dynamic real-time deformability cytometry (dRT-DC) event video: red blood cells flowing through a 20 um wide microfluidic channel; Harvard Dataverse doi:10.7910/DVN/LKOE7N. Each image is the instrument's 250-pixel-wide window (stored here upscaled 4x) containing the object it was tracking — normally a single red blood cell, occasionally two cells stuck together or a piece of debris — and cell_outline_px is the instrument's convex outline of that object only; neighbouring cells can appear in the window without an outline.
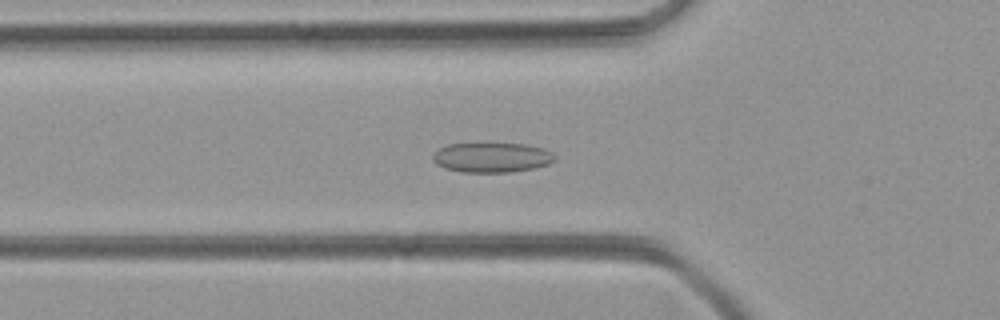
{"species": "common noctule bat (a hibernating species)", "species_latin": "Nyctalus noctula", "temperature_condition": "room temperature", "stored_images_in_passage": 35, "camera_frame_rate_fps": 3000, "um_per_image_px": 0.085, "animal": {"sex": "female", "body_mass_g": 21.9}, "frame": {"image": 1, "passage_image": 8, "time_ms": 2.333, "image_size_px": [1000, 320], "cell_outline_px": [[556, 160], [548, 164], [532, 168], [512, 172], [460, 172], [444, 168], [436, 164], [432, 160], [432, 156], [440, 148], [448, 144], [524, 144], [544, 148], [552, 152], [556, 156]], "centroid_in_image_um": [41.81, 13.39], "position_along_channel_um": 84.0, "area_um2": 21.15}}
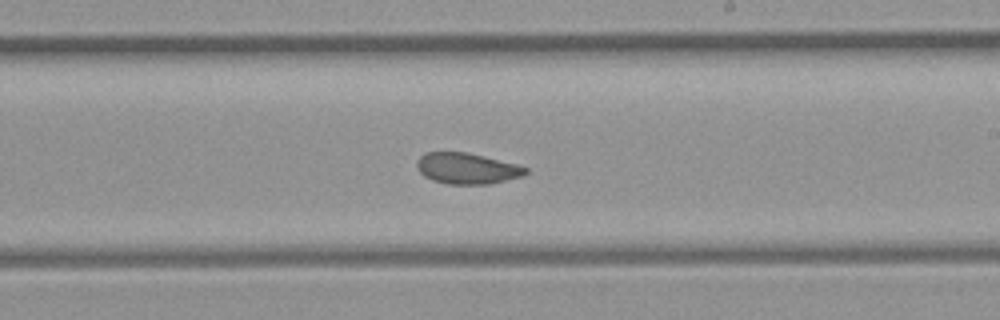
{"frame": {"image": 2, "passage_image": 20, "time_ms": 6.333, "image_size_px": [1000, 320], "cell_outline_px": [[528, 172], [524, 176], [488, 184], [448, 184], [432, 180], [424, 176], [420, 172], [416, 164], [420, 156], [424, 152], [468, 152], [516, 164], [528, 168]], "centroid_in_image_um": [39.7, 14.31], "position_along_channel_um": 249.3, "area_um2": 19.65}}
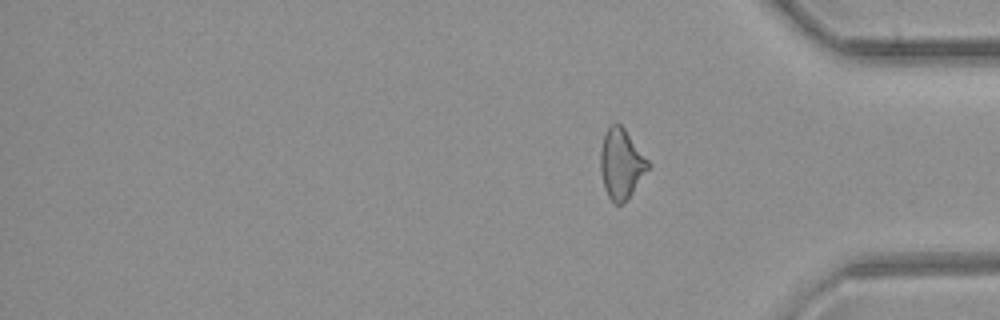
{"frame": {"image": 3, "passage_image": 35, "time_ms": 11.333, "image_size_px": [1000, 320], "cell_outline_px": [[652, 164], [632, 192], [620, 204], [616, 204], [608, 196], [604, 188], [600, 172], [600, 148], [608, 124], [620, 124], [624, 128]], "centroid_in_image_um": [52.79, 13.89], "position_along_channel_um": 382.4, "area_um2": 19.31}}